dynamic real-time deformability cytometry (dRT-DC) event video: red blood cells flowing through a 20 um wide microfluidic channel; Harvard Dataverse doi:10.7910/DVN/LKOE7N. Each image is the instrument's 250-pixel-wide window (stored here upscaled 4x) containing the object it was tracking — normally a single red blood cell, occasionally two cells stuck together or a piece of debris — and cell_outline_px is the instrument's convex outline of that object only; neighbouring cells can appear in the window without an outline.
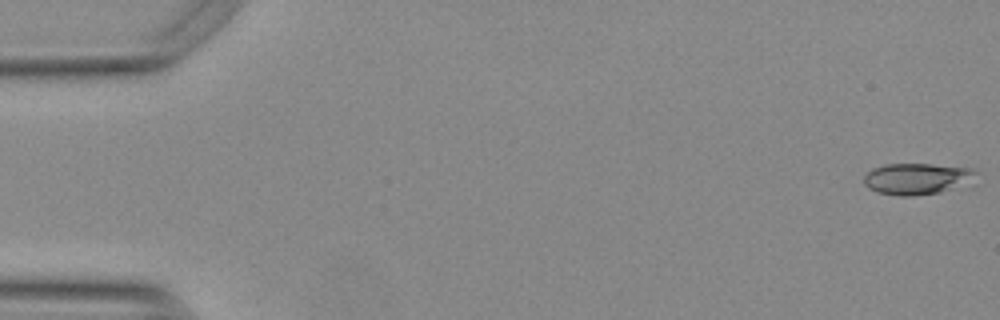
{"species": "Egyptian fruit bat (a non-hibernating species)", "species_latin": "Rousettus aegyptiacus", "temperature_condition": "warm", "stored_images_in_passage": 52, "camera_frame_rate_fps": 3000, "um_per_image_px": 0.085, "animal": {"sex": "female"}, "frame": {"image": 1, "passage_image": 1, "time_ms": 0.0, "image_size_px": [1000, 320], "cell_outline_px": [[976, 172], [948, 188], [940, 192], [912, 196], [896, 196], [876, 192], [868, 188], [864, 184], [864, 176], [872, 168], [884, 164], [932, 164], [972, 168]], "centroid_in_image_um": [77.71, 15.18], "position_along_channel_um": 7.3, "area_um2": 19.59}}
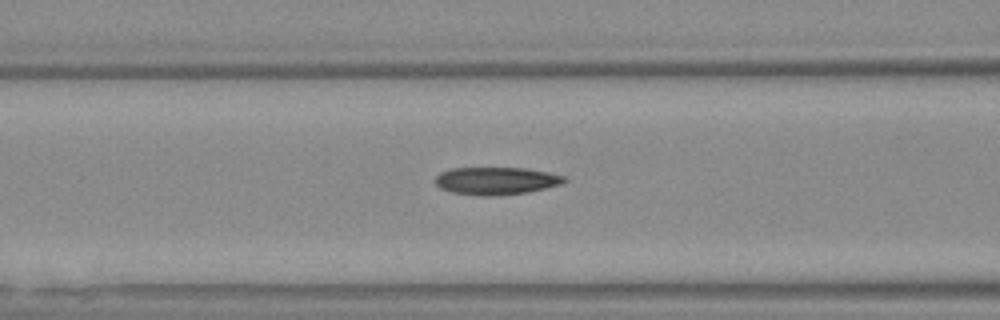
{"frame": {"image": 2, "passage_image": 22, "time_ms": 7.0, "image_size_px": [1000, 320], "cell_outline_px": [[568, 180], [560, 184], [528, 192], [496, 196], [480, 196], [452, 192], [440, 188], [436, 184], [436, 176], [440, 172], [452, 168], [524, 168], [548, 172], [564, 176]], "centroid_in_image_um": [42.16, 15.37], "position_along_channel_um": 124.4, "area_um2": 20.69}}
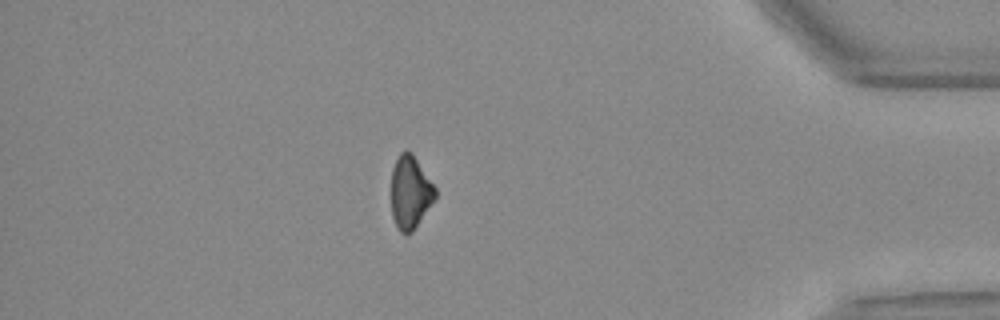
{"frame": {"image": 3, "passage_image": 47, "time_ms": 15.333, "image_size_px": [1000, 320], "cell_outline_px": [[436, 196], [412, 232], [400, 232], [392, 216], [392, 168], [400, 152], [412, 152], [436, 188]], "centroid_in_image_um": [34.87, 16.32], "position_along_channel_um": 400.3, "area_um2": 18.26}, "authors_computed_cell_mechanics": {"area_um2": 20.5768, "velocity_mm_per_s": 3.7812, "shape_relaxation_time_tau1_ms": null, "shape_relaxation_time_tau2_ms": 6.2061, "deformation_change_tau1": null, "deformation_change_tau2": 0.1442}}